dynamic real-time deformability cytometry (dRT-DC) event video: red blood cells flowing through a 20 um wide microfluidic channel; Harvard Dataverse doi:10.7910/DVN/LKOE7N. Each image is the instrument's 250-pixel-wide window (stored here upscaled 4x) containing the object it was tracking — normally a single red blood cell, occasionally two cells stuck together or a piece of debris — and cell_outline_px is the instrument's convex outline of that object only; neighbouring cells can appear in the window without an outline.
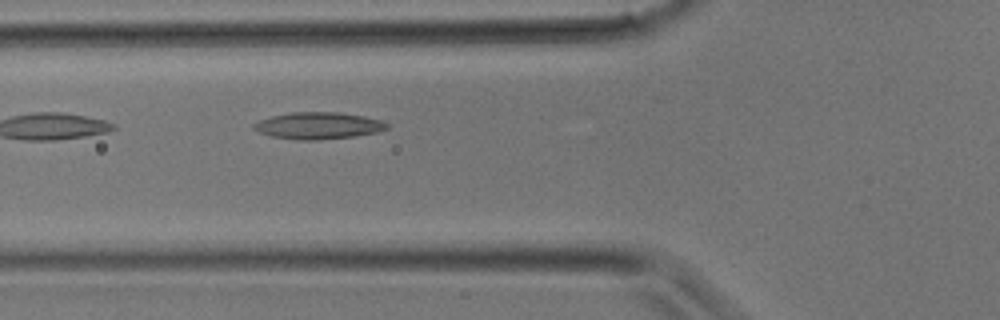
{"species": "common noctule bat (a hibernating species)", "species_latin": "Nyctalus noctula", "temperature_condition": "room temperature", "stored_images_in_passage": 2, "camera_frame_rate_fps": 3000, "um_per_image_px": 0.085, "animal": {"sex": "male", "body_mass_g": 17.9}, "frame": {"image": 1, "passage_image": 2, "time_ms": 0.333, "image_size_px": [1000, 320], "cell_outline_px": [[388, 128], [376, 132], [356, 136], [320, 140], [300, 140], [272, 136], [260, 132], [252, 128], [252, 124], [260, 120], [272, 116], [292, 112], [340, 112], [364, 116], [380, 120], [388, 124]], "centroid_in_image_um": [27.06, 10.68], "position_along_channel_um": 98.7, "area_um2": 20.75}}